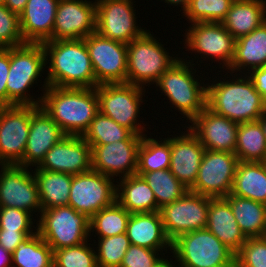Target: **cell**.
I'll list each match as a JSON object with an SVG mask.
<instances>
[{"label": "cell", "mask_w": 266, "mask_h": 267, "mask_svg": "<svg viewBox=\"0 0 266 267\" xmlns=\"http://www.w3.org/2000/svg\"><path fill=\"white\" fill-rule=\"evenodd\" d=\"M140 144L141 140H122L90 145L92 169L116 180L136 174Z\"/></svg>", "instance_id": "obj_20"}, {"label": "cell", "mask_w": 266, "mask_h": 267, "mask_svg": "<svg viewBox=\"0 0 266 267\" xmlns=\"http://www.w3.org/2000/svg\"><path fill=\"white\" fill-rule=\"evenodd\" d=\"M170 257V259L168 258ZM174 258V261L172 258ZM166 258V259H165ZM169 259V260H168ZM154 267H179L176 261L175 256L172 254L170 256L164 255L156 264Z\"/></svg>", "instance_id": "obj_51"}, {"label": "cell", "mask_w": 266, "mask_h": 267, "mask_svg": "<svg viewBox=\"0 0 266 267\" xmlns=\"http://www.w3.org/2000/svg\"><path fill=\"white\" fill-rule=\"evenodd\" d=\"M234 153L238 161L263 162L266 159V140L259 120L239 123Z\"/></svg>", "instance_id": "obj_34"}, {"label": "cell", "mask_w": 266, "mask_h": 267, "mask_svg": "<svg viewBox=\"0 0 266 267\" xmlns=\"http://www.w3.org/2000/svg\"><path fill=\"white\" fill-rule=\"evenodd\" d=\"M39 106H0V164H19L23 160L31 115Z\"/></svg>", "instance_id": "obj_16"}, {"label": "cell", "mask_w": 266, "mask_h": 267, "mask_svg": "<svg viewBox=\"0 0 266 267\" xmlns=\"http://www.w3.org/2000/svg\"><path fill=\"white\" fill-rule=\"evenodd\" d=\"M126 234L131 245L164 251L166 255L172 252V241L165 233L159 211L130 214Z\"/></svg>", "instance_id": "obj_25"}, {"label": "cell", "mask_w": 266, "mask_h": 267, "mask_svg": "<svg viewBox=\"0 0 266 267\" xmlns=\"http://www.w3.org/2000/svg\"><path fill=\"white\" fill-rule=\"evenodd\" d=\"M171 254L179 267H235V254L207 228L179 235Z\"/></svg>", "instance_id": "obj_9"}, {"label": "cell", "mask_w": 266, "mask_h": 267, "mask_svg": "<svg viewBox=\"0 0 266 267\" xmlns=\"http://www.w3.org/2000/svg\"><path fill=\"white\" fill-rule=\"evenodd\" d=\"M217 71L212 73L217 75H212V79L210 72H205L208 75L206 106L237 123L259 120L266 111L265 99L256 90L250 77L227 70H223L222 75V70Z\"/></svg>", "instance_id": "obj_1"}, {"label": "cell", "mask_w": 266, "mask_h": 267, "mask_svg": "<svg viewBox=\"0 0 266 267\" xmlns=\"http://www.w3.org/2000/svg\"><path fill=\"white\" fill-rule=\"evenodd\" d=\"M90 241L93 242L96 249L98 267H120L123 257L131 245L126 232L106 238H94Z\"/></svg>", "instance_id": "obj_40"}, {"label": "cell", "mask_w": 266, "mask_h": 267, "mask_svg": "<svg viewBox=\"0 0 266 267\" xmlns=\"http://www.w3.org/2000/svg\"><path fill=\"white\" fill-rule=\"evenodd\" d=\"M178 131L171 134V173L190 190L197 177L199 167L205 152L204 146L187 126L176 124ZM184 127V129H183ZM182 128V131H181ZM186 128V129H185ZM184 130V131H183ZM175 132H177L175 134Z\"/></svg>", "instance_id": "obj_21"}, {"label": "cell", "mask_w": 266, "mask_h": 267, "mask_svg": "<svg viewBox=\"0 0 266 267\" xmlns=\"http://www.w3.org/2000/svg\"><path fill=\"white\" fill-rule=\"evenodd\" d=\"M130 213L117 201L90 218L89 237L106 238L126 232Z\"/></svg>", "instance_id": "obj_36"}, {"label": "cell", "mask_w": 266, "mask_h": 267, "mask_svg": "<svg viewBox=\"0 0 266 267\" xmlns=\"http://www.w3.org/2000/svg\"><path fill=\"white\" fill-rule=\"evenodd\" d=\"M90 219L73 207L57 206L41 211L37 231L53 251L82 244L89 239Z\"/></svg>", "instance_id": "obj_10"}, {"label": "cell", "mask_w": 266, "mask_h": 267, "mask_svg": "<svg viewBox=\"0 0 266 267\" xmlns=\"http://www.w3.org/2000/svg\"><path fill=\"white\" fill-rule=\"evenodd\" d=\"M48 86L95 88V76L84 39L42 43Z\"/></svg>", "instance_id": "obj_3"}, {"label": "cell", "mask_w": 266, "mask_h": 267, "mask_svg": "<svg viewBox=\"0 0 266 267\" xmlns=\"http://www.w3.org/2000/svg\"><path fill=\"white\" fill-rule=\"evenodd\" d=\"M164 255L160 250L130 245L120 267H154Z\"/></svg>", "instance_id": "obj_45"}, {"label": "cell", "mask_w": 266, "mask_h": 267, "mask_svg": "<svg viewBox=\"0 0 266 267\" xmlns=\"http://www.w3.org/2000/svg\"><path fill=\"white\" fill-rule=\"evenodd\" d=\"M96 32V1L59 0L51 40L84 39Z\"/></svg>", "instance_id": "obj_18"}, {"label": "cell", "mask_w": 266, "mask_h": 267, "mask_svg": "<svg viewBox=\"0 0 266 267\" xmlns=\"http://www.w3.org/2000/svg\"><path fill=\"white\" fill-rule=\"evenodd\" d=\"M33 174L42 210L68 205L73 175L48 170H33Z\"/></svg>", "instance_id": "obj_31"}, {"label": "cell", "mask_w": 266, "mask_h": 267, "mask_svg": "<svg viewBox=\"0 0 266 267\" xmlns=\"http://www.w3.org/2000/svg\"><path fill=\"white\" fill-rule=\"evenodd\" d=\"M266 21V0H234L222 22L237 40L260 27Z\"/></svg>", "instance_id": "obj_28"}, {"label": "cell", "mask_w": 266, "mask_h": 267, "mask_svg": "<svg viewBox=\"0 0 266 267\" xmlns=\"http://www.w3.org/2000/svg\"><path fill=\"white\" fill-rule=\"evenodd\" d=\"M0 267H12L11 253L0 245Z\"/></svg>", "instance_id": "obj_52"}, {"label": "cell", "mask_w": 266, "mask_h": 267, "mask_svg": "<svg viewBox=\"0 0 266 267\" xmlns=\"http://www.w3.org/2000/svg\"><path fill=\"white\" fill-rule=\"evenodd\" d=\"M184 24L188 26H186L187 28L185 27V30H182L185 31L184 35L182 34L184 37L182 43L186 49L185 51H188L189 54L191 53V58L194 53V58L190 59L189 55L186 54L188 52L185 51L182 52L183 55L181 54V56L183 57L181 58L188 63L198 66V68L206 61V63L203 64L204 68H208L207 70H210L209 72L211 73L214 71L212 68L214 69L217 65L218 69H222V71L227 70L235 55L236 39L225 29L224 25L215 22ZM194 61L196 63H194ZM210 62L212 64L214 62L217 65L213 66ZM209 66L212 68L209 69Z\"/></svg>", "instance_id": "obj_6"}, {"label": "cell", "mask_w": 266, "mask_h": 267, "mask_svg": "<svg viewBox=\"0 0 266 267\" xmlns=\"http://www.w3.org/2000/svg\"><path fill=\"white\" fill-rule=\"evenodd\" d=\"M238 162L235 153L205 150L196 181L189 191L225 198L231 193Z\"/></svg>", "instance_id": "obj_14"}, {"label": "cell", "mask_w": 266, "mask_h": 267, "mask_svg": "<svg viewBox=\"0 0 266 267\" xmlns=\"http://www.w3.org/2000/svg\"><path fill=\"white\" fill-rule=\"evenodd\" d=\"M4 3H5V0H0V5Z\"/></svg>", "instance_id": "obj_56"}, {"label": "cell", "mask_w": 266, "mask_h": 267, "mask_svg": "<svg viewBox=\"0 0 266 267\" xmlns=\"http://www.w3.org/2000/svg\"><path fill=\"white\" fill-rule=\"evenodd\" d=\"M191 124V125H190ZM239 123L216 114L207 106L186 126L206 150L234 153Z\"/></svg>", "instance_id": "obj_22"}, {"label": "cell", "mask_w": 266, "mask_h": 267, "mask_svg": "<svg viewBox=\"0 0 266 267\" xmlns=\"http://www.w3.org/2000/svg\"><path fill=\"white\" fill-rule=\"evenodd\" d=\"M83 138L89 145H104L122 140H142V135L134 134L128 128L98 112Z\"/></svg>", "instance_id": "obj_37"}, {"label": "cell", "mask_w": 266, "mask_h": 267, "mask_svg": "<svg viewBox=\"0 0 266 267\" xmlns=\"http://www.w3.org/2000/svg\"><path fill=\"white\" fill-rule=\"evenodd\" d=\"M210 199L188 190L178 200L163 206L159 212L167 237L173 241L183 233L206 228Z\"/></svg>", "instance_id": "obj_17"}, {"label": "cell", "mask_w": 266, "mask_h": 267, "mask_svg": "<svg viewBox=\"0 0 266 267\" xmlns=\"http://www.w3.org/2000/svg\"><path fill=\"white\" fill-rule=\"evenodd\" d=\"M45 51L42 44L26 43L10 48V68L7 77V105H40L42 95L48 87ZM44 75V76H43ZM44 78H42V77ZM41 80L43 81V84ZM40 81V82H39ZM41 87V95H33L30 89Z\"/></svg>", "instance_id": "obj_5"}, {"label": "cell", "mask_w": 266, "mask_h": 267, "mask_svg": "<svg viewBox=\"0 0 266 267\" xmlns=\"http://www.w3.org/2000/svg\"><path fill=\"white\" fill-rule=\"evenodd\" d=\"M230 194L266 204V169L263 162L239 161Z\"/></svg>", "instance_id": "obj_30"}, {"label": "cell", "mask_w": 266, "mask_h": 267, "mask_svg": "<svg viewBox=\"0 0 266 267\" xmlns=\"http://www.w3.org/2000/svg\"><path fill=\"white\" fill-rule=\"evenodd\" d=\"M165 135L159 136L157 139V135L155 138L152 136H147L149 134L143 135L141 144L138 150V165H137V175H142L143 173L159 171V170H167L170 167L171 160V131H163ZM169 136V137H168ZM163 137V138H162Z\"/></svg>", "instance_id": "obj_32"}, {"label": "cell", "mask_w": 266, "mask_h": 267, "mask_svg": "<svg viewBox=\"0 0 266 267\" xmlns=\"http://www.w3.org/2000/svg\"><path fill=\"white\" fill-rule=\"evenodd\" d=\"M95 76L102 84L126 83L127 44L102 37L97 32L84 38Z\"/></svg>", "instance_id": "obj_15"}, {"label": "cell", "mask_w": 266, "mask_h": 267, "mask_svg": "<svg viewBox=\"0 0 266 267\" xmlns=\"http://www.w3.org/2000/svg\"><path fill=\"white\" fill-rule=\"evenodd\" d=\"M230 205L236 221L248 237H262L266 204L229 194L224 198Z\"/></svg>", "instance_id": "obj_33"}, {"label": "cell", "mask_w": 266, "mask_h": 267, "mask_svg": "<svg viewBox=\"0 0 266 267\" xmlns=\"http://www.w3.org/2000/svg\"><path fill=\"white\" fill-rule=\"evenodd\" d=\"M10 68V48H0V106H7V77Z\"/></svg>", "instance_id": "obj_47"}, {"label": "cell", "mask_w": 266, "mask_h": 267, "mask_svg": "<svg viewBox=\"0 0 266 267\" xmlns=\"http://www.w3.org/2000/svg\"><path fill=\"white\" fill-rule=\"evenodd\" d=\"M262 237L266 238V216H265V224H264V231L262 233Z\"/></svg>", "instance_id": "obj_54"}, {"label": "cell", "mask_w": 266, "mask_h": 267, "mask_svg": "<svg viewBox=\"0 0 266 267\" xmlns=\"http://www.w3.org/2000/svg\"><path fill=\"white\" fill-rule=\"evenodd\" d=\"M115 180L93 169L73 175L68 205L90 219L101 209L116 202Z\"/></svg>", "instance_id": "obj_12"}, {"label": "cell", "mask_w": 266, "mask_h": 267, "mask_svg": "<svg viewBox=\"0 0 266 267\" xmlns=\"http://www.w3.org/2000/svg\"><path fill=\"white\" fill-rule=\"evenodd\" d=\"M157 1H160V0H157ZM162 1L164 2V4L167 3L165 5H169L168 7L170 9H172L171 6H173L174 8L176 6L180 10L179 12L182 11L181 14H183V12L186 10L190 0H161L160 2H162ZM179 7H181V9Z\"/></svg>", "instance_id": "obj_50"}, {"label": "cell", "mask_w": 266, "mask_h": 267, "mask_svg": "<svg viewBox=\"0 0 266 267\" xmlns=\"http://www.w3.org/2000/svg\"><path fill=\"white\" fill-rule=\"evenodd\" d=\"M235 267H266V238L248 237L235 254Z\"/></svg>", "instance_id": "obj_42"}, {"label": "cell", "mask_w": 266, "mask_h": 267, "mask_svg": "<svg viewBox=\"0 0 266 267\" xmlns=\"http://www.w3.org/2000/svg\"><path fill=\"white\" fill-rule=\"evenodd\" d=\"M11 260L12 267H53V250L37 231L17 246Z\"/></svg>", "instance_id": "obj_35"}, {"label": "cell", "mask_w": 266, "mask_h": 267, "mask_svg": "<svg viewBox=\"0 0 266 267\" xmlns=\"http://www.w3.org/2000/svg\"><path fill=\"white\" fill-rule=\"evenodd\" d=\"M95 1L96 32L102 37L128 44L147 31L137 22L135 0Z\"/></svg>", "instance_id": "obj_11"}, {"label": "cell", "mask_w": 266, "mask_h": 267, "mask_svg": "<svg viewBox=\"0 0 266 267\" xmlns=\"http://www.w3.org/2000/svg\"><path fill=\"white\" fill-rule=\"evenodd\" d=\"M37 231L0 230V245L11 254L17 246Z\"/></svg>", "instance_id": "obj_46"}, {"label": "cell", "mask_w": 266, "mask_h": 267, "mask_svg": "<svg viewBox=\"0 0 266 267\" xmlns=\"http://www.w3.org/2000/svg\"><path fill=\"white\" fill-rule=\"evenodd\" d=\"M88 242L53 251V267H98L94 245Z\"/></svg>", "instance_id": "obj_41"}, {"label": "cell", "mask_w": 266, "mask_h": 267, "mask_svg": "<svg viewBox=\"0 0 266 267\" xmlns=\"http://www.w3.org/2000/svg\"><path fill=\"white\" fill-rule=\"evenodd\" d=\"M260 95L266 99V66L251 70L247 74Z\"/></svg>", "instance_id": "obj_48"}, {"label": "cell", "mask_w": 266, "mask_h": 267, "mask_svg": "<svg viewBox=\"0 0 266 267\" xmlns=\"http://www.w3.org/2000/svg\"><path fill=\"white\" fill-rule=\"evenodd\" d=\"M159 41L161 39L148 29L141 37L127 44L126 83L150 87L180 58V51L176 55L170 53L164 47L166 44Z\"/></svg>", "instance_id": "obj_7"}, {"label": "cell", "mask_w": 266, "mask_h": 267, "mask_svg": "<svg viewBox=\"0 0 266 267\" xmlns=\"http://www.w3.org/2000/svg\"><path fill=\"white\" fill-rule=\"evenodd\" d=\"M206 228L236 254L247 237L241 231L229 203L224 198L209 200Z\"/></svg>", "instance_id": "obj_26"}, {"label": "cell", "mask_w": 266, "mask_h": 267, "mask_svg": "<svg viewBox=\"0 0 266 267\" xmlns=\"http://www.w3.org/2000/svg\"><path fill=\"white\" fill-rule=\"evenodd\" d=\"M92 169V148L83 136L66 135L33 170H48L77 175Z\"/></svg>", "instance_id": "obj_19"}, {"label": "cell", "mask_w": 266, "mask_h": 267, "mask_svg": "<svg viewBox=\"0 0 266 267\" xmlns=\"http://www.w3.org/2000/svg\"><path fill=\"white\" fill-rule=\"evenodd\" d=\"M116 201L130 214L156 212L154 192L140 175L134 174L117 180Z\"/></svg>", "instance_id": "obj_29"}, {"label": "cell", "mask_w": 266, "mask_h": 267, "mask_svg": "<svg viewBox=\"0 0 266 267\" xmlns=\"http://www.w3.org/2000/svg\"><path fill=\"white\" fill-rule=\"evenodd\" d=\"M147 89L149 88L145 89L128 83L98 85L96 93L99 100V112L128 128L134 134L146 135V132L148 133L146 126L149 125L140 121V109H142L140 107L148 101L143 99L145 93L148 92Z\"/></svg>", "instance_id": "obj_8"}, {"label": "cell", "mask_w": 266, "mask_h": 267, "mask_svg": "<svg viewBox=\"0 0 266 267\" xmlns=\"http://www.w3.org/2000/svg\"><path fill=\"white\" fill-rule=\"evenodd\" d=\"M34 216L25 210L0 207V230L37 231V220Z\"/></svg>", "instance_id": "obj_44"}, {"label": "cell", "mask_w": 266, "mask_h": 267, "mask_svg": "<svg viewBox=\"0 0 266 267\" xmlns=\"http://www.w3.org/2000/svg\"><path fill=\"white\" fill-rule=\"evenodd\" d=\"M234 0H190L181 14L188 24L198 22L222 23Z\"/></svg>", "instance_id": "obj_39"}, {"label": "cell", "mask_w": 266, "mask_h": 267, "mask_svg": "<svg viewBox=\"0 0 266 267\" xmlns=\"http://www.w3.org/2000/svg\"><path fill=\"white\" fill-rule=\"evenodd\" d=\"M26 44L20 29L19 15L0 5V48H12Z\"/></svg>", "instance_id": "obj_43"}, {"label": "cell", "mask_w": 266, "mask_h": 267, "mask_svg": "<svg viewBox=\"0 0 266 267\" xmlns=\"http://www.w3.org/2000/svg\"><path fill=\"white\" fill-rule=\"evenodd\" d=\"M266 66V21L235 43V55L227 71L248 74L251 70Z\"/></svg>", "instance_id": "obj_27"}, {"label": "cell", "mask_w": 266, "mask_h": 267, "mask_svg": "<svg viewBox=\"0 0 266 267\" xmlns=\"http://www.w3.org/2000/svg\"><path fill=\"white\" fill-rule=\"evenodd\" d=\"M0 207L25 210L38 220L42 208L33 168L0 164Z\"/></svg>", "instance_id": "obj_13"}, {"label": "cell", "mask_w": 266, "mask_h": 267, "mask_svg": "<svg viewBox=\"0 0 266 267\" xmlns=\"http://www.w3.org/2000/svg\"><path fill=\"white\" fill-rule=\"evenodd\" d=\"M59 0H28L19 15L25 43L42 44L51 41Z\"/></svg>", "instance_id": "obj_24"}, {"label": "cell", "mask_w": 266, "mask_h": 267, "mask_svg": "<svg viewBox=\"0 0 266 267\" xmlns=\"http://www.w3.org/2000/svg\"><path fill=\"white\" fill-rule=\"evenodd\" d=\"M259 121H260V123H261V125L263 127V134H264L265 140H266V111L260 117Z\"/></svg>", "instance_id": "obj_53"}, {"label": "cell", "mask_w": 266, "mask_h": 267, "mask_svg": "<svg viewBox=\"0 0 266 267\" xmlns=\"http://www.w3.org/2000/svg\"><path fill=\"white\" fill-rule=\"evenodd\" d=\"M141 176L154 192L159 209L178 200L188 191L170 169L143 173Z\"/></svg>", "instance_id": "obj_38"}, {"label": "cell", "mask_w": 266, "mask_h": 267, "mask_svg": "<svg viewBox=\"0 0 266 267\" xmlns=\"http://www.w3.org/2000/svg\"><path fill=\"white\" fill-rule=\"evenodd\" d=\"M28 0H5L4 5L11 11L20 15L26 7Z\"/></svg>", "instance_id": "obj_49"}, {"label": "cell", "mask_w": 266, "mask_h": 267, "mask_svg": "<svg viewBox=\"0 0 266 267\" xmlns=\"http://www.w3.org/2000/svg\"><path fill=\"white\" fill-rule=\"evenodd\" d=\"M65 136L57 123L39 106L31 115L24 158L19 165L27 168L37 167L45 154Z\"/></svg>", "instance_id": "obj_23"}, {"label": "cell", "mask_w": 266, "mask_h": 267, "mask_svg": "<svg viewBox=\"0 0 266 267\" xmlns=\"http://www.w3.org/2000/svg\"><path fill=\"white\" fill-rule=\"evenodd\" d=\"M263 165H264V167L266 169V159L263 161Z\"/></svg>", "instance_id": "obj_55"}, {"label": "cell", "mask_w": 266, "mask_h": 267, "mask_svg": "<svg viewBox=\"0 0 266 267\" xmlns=\"http://www.w3.org/2000/svg\"><path fill=\"white\" fill-rule=\"evenodd\" d=\"M203 69V65L202 68H198L180 57L161 75L154 86H151L152 88L156 87V91L164 96L163 100L166 99V103L172 105L170 108L175 109L176 117L178 116L175 113L177 110L182 115L181 118H178L186 119L184 124H180L181 126L190 123L206 107L207 84L205 81L208 77L205 76Z\"/></svg>", "instance_id": "obj_2"}, {"label": "cell", "mask_w": 266, "mask_h": 267, "mask_svg": "<svg viewBox=\"0 0 266 267\" xmlns=\"http://www.w3.org/2000/svg\"><path fill=\"white\" fill-rule=\"evenodd\" d=\"M40 106L66 135L83 136L99 112L96 88L48 86Z\"/></svg>", "instance_id": "obj_4"}]
</instances>
